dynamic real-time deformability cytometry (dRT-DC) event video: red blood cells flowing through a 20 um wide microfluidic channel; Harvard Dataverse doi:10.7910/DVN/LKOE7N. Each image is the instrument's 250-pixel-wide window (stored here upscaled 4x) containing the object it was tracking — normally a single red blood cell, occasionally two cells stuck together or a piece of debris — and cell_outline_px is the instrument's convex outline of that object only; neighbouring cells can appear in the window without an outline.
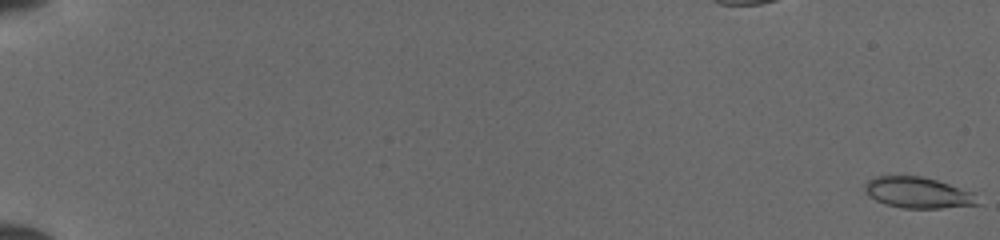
{"species": "common noctule bat (a hibernating species)", "species_latin": "Nyctalus noctula", "temperature_condition": "cold", "stored_images_in_passage": 52, "camera_frame_rate_fps": 3000, "um_per_image_px": 0.085, "animal": {"sex": "female", "body_mass_g": 19.5, "forearm_length_mm": 54.1}, "frame": {"image": 1, "passage_image": 1, "time_ms": 0.0, "image_size_px": [1000, 240], "cell_outline_px": [[980, 204], [940, 208], [904, 208], [884, 204], [868, 196], [864, 192], [864, 184], [872, 176], [920, 176], [936, 180], [976, 192]], "centroid_in_image_um": [78.02, 16.37], "position_along_channel_um": 7.0, "area_um2": 20.63}}
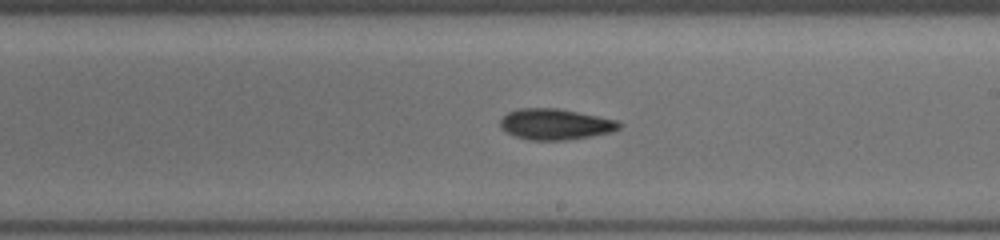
{"frame": {"image": 2, "passage_image": 33, "time_ms": 10.667, "image_size_px": [1000, 240], "cell_outline_px": [[624, 124], [620, 128], [612, 132], [592, 136], [568, 140], [528, 140], [516, 136], [508, 132], [500, 124], [500, 120], [508, 112], [520, 108], [556, 108], [616, 120]], "centroid_in_image_um": [47.24, 10.57], "position_along_channel_um": 241.8, "area_um2": 21.21}}
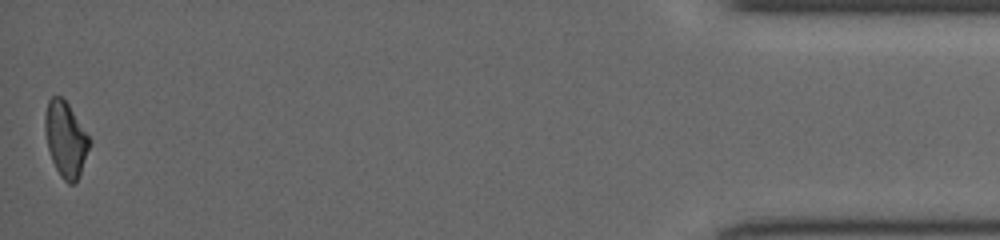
{"frame": {"image": 3, "passage_image": 52, "time_ms": 17.0, "image_size_px": [1000, 240], "cell_outline_px": [[92, 140], [80, 176], [72, 184], [68, 184], [60, 176], [52, 160], [48, 148], [44, 132], [44, 116], [48, 100], [52, 96], [60, 96], [68, 104]], "centroid_in_image_um": [5.58, 11.84], "position_along_channel_um": 429.6, "area_um2": 19.59}}